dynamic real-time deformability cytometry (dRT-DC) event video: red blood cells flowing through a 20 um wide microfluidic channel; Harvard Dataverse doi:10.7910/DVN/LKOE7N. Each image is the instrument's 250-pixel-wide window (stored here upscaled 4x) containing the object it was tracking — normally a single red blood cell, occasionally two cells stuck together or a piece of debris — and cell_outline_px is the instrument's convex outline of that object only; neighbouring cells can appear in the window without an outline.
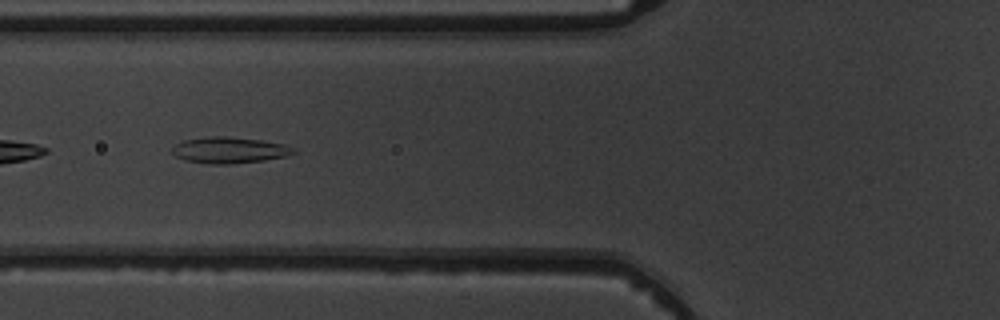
{"species": "common noctule bat (a hibernating species)", "species_latin": "Nyctalus noctula", "temperature_condition": "warm", "stored_images_in_passage": 5, "camera_frame_rate_fps": 3000, "um_per_image_px": 0.085, "animal": {"sex": "male", "body_mass_g": 19.5, "forearm_length_mm": 54.6}, "frame": {"image": 1, "passage_image": 5, "time_ms": 4.667, "image_size_px": [1000, 320], "cell_outline_px": [[296, 152], [288, 156], [264, 160], [232, 164], [208, 164], [184, 160], [176, 156], [172, 152], [172, 148], [176, 144], [184, 140], [212, 136], [224, 136], [260, 140], [284, 144], [292, 148]], "centroid_in_image_um": [19.48, 12.77], "position_along_channel_um": 106.3, "area_um2": 18.44}}